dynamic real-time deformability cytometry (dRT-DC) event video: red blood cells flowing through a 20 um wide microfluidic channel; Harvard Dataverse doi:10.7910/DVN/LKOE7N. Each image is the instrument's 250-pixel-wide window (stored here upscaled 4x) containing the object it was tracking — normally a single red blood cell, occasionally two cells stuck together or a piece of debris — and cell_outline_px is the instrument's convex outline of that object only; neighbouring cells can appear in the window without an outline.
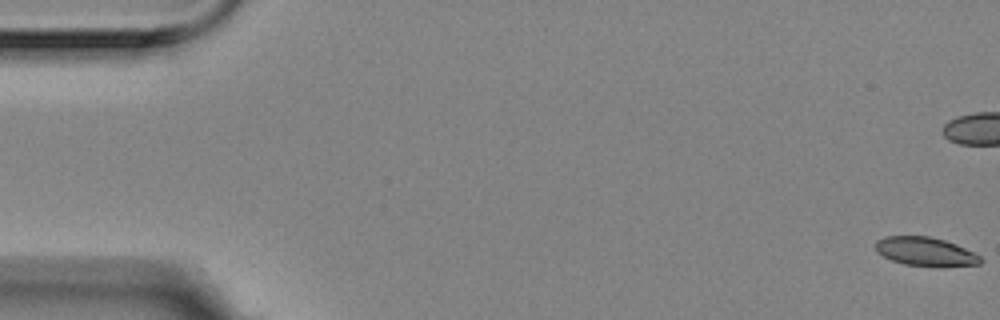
{"species": "Egyptian fruit bat (a non-hibernating species)", "species_latin": "Rousettus aegyptiacus", "temperature_condition": "room temperature", "stored_images_in_passage": 17, "camera_frame_rate_fps": 3000, "um_per_image_px": 0.085, "animal": {"sex": "female"}, "frame": {"image": 1, "passage_image": 1, "time_ms": 0.0, "image_size_px": [1000, 320], "cell_outline_px": [[984, 260], [980, 264], [940, 268], [904, 264], [892, 260], [876, 252], [876, 240], [884, 236], [928, 236], [944, 240], [956, 244], [980, 256]], "centroid_in_image_um": [78.68, 21.41], "position_along_channel_um": 6.3, "area_um2": 17.86}}
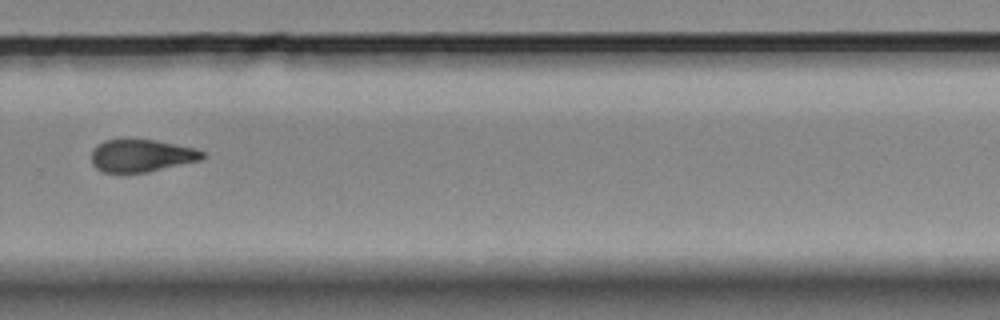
{"frame": {"image": 2, "passage_image": 12, "time_ms": 3.667, "image_size_px": [1000, 320], "cell_outline_px": [[204, 156], [200, 160], [148, 172], [104, 172], [96, 168], [92, 164], [92, 152], [104, 140], [156, 140], [192, 148], [204, 152]], "centroid_in_image_um": [12.02, 13.24], "position_along_channel_um": 317.8, "area_um2": 20.52}}
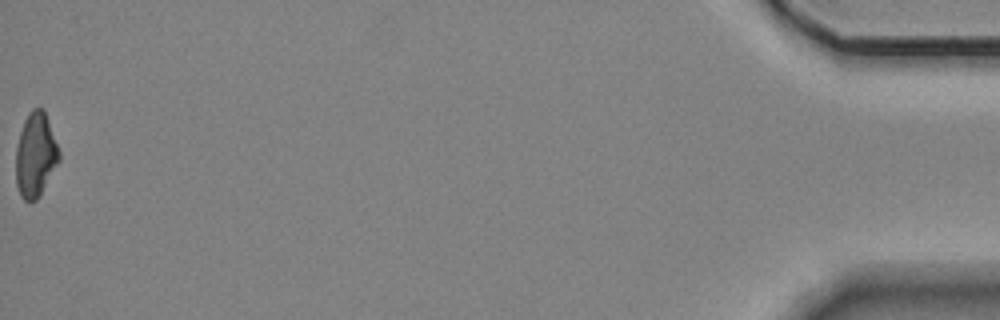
{"frame": {"image": 3, "passage_image": 17, "time_ms": 5.333, "image_size_px": [1000, 320], "cell_outline_px": [[60, 160], [40, 196], [36, 200], [24, 200], [20, 196], [16, 184], [16, 144], [24, 120], [28, 112], [32, 108], [44, 108], [60, 152]], "centroid_in_image_um": [3.02, 13.16], "position_along_channel_um": 432.2, "area_um2": 21.44}}